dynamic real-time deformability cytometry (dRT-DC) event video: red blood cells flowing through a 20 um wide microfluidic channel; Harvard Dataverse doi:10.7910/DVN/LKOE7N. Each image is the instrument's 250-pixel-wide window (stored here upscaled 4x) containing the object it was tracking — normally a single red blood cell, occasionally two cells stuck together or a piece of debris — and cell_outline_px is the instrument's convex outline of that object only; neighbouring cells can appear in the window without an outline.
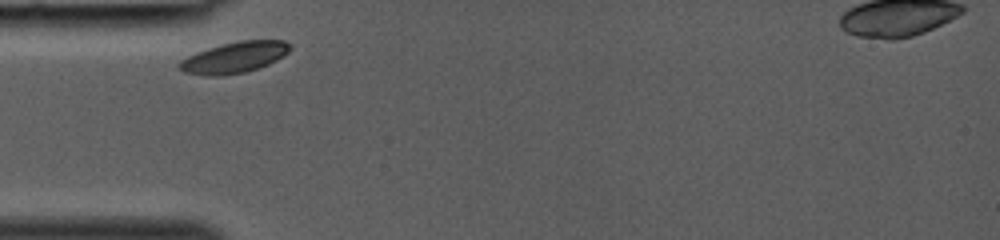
{"species": "common noctule bat (a hibernating species)", "species_latin": "Nyctalus noctula", "temperature_condition": "room temperature", "stored_images_in_passage": 24, "camera_frame_rate_fps": 3000, "um_per_image_px": 0.085, "animal": {"sex": "female", "body_mass_g": 19.0, "forearm_length_mm": 53.3}, "frame": {"image": 1, "passage_image": 1, "time_ms": 0.0, "image_size_px": [1000, 240], "cell_outline_px": [[292, 48], [284, 56], [260, 68], [244, 72], [220, 76], [212, 76], [184, 72], [176, 64], [180, 60], [196, 52], [208, 48], [240, 40], [284, 40], [292, 44]], "centroid_in_image_um": [19.95, 4.87], "position_along_channel_um": 65.1, "area_um2": 20.06}}
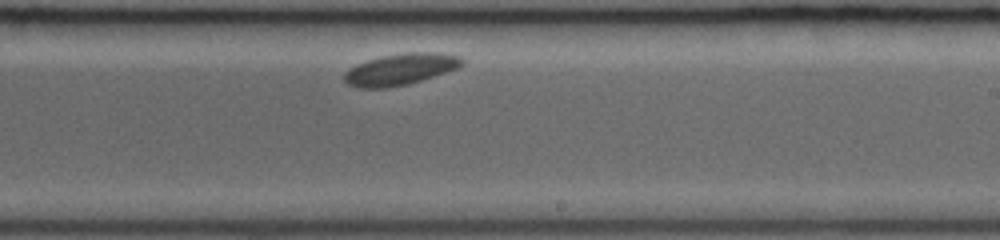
{"frame": {"image": 2, "passage_image": 14, "time_ms": 4.333, "image_size_px": [1000, 240], "cell_outline_px": [[464, 64], [456, 68], [408, 84], [384, 88], [360, 88], [348, 84], [344, 80], [344, 72], [348, 68], [356, 64], [380, 56], [404, 52], [436, 52], [460, 56], [464, 60]], "centroid_in_image_um": [34.0, 5.87], "position_along_channel_um": 255.0, "area_um2": 21.5}}
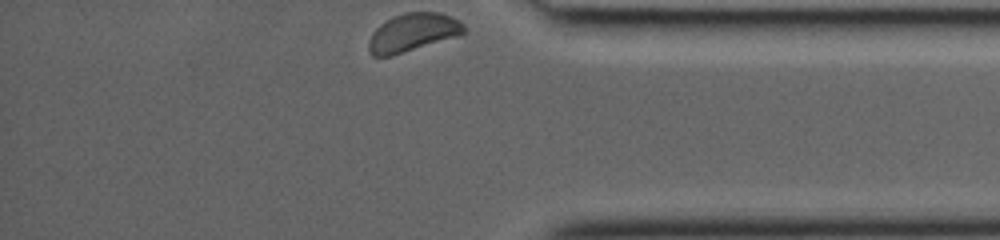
{"frame": {"image": 3, "passage_image": 24, "time_ms": 7.667, "image_size_px": [1000, 240], "cell_outline_px": [[464, 32], [460, 36], [388, 56], [372, 56], [368, 52], [368, 40], [372, 32], [380, 24], [392, 16], [404, 12], [440, 12], [460, 20], [464, 24]], "centroid_in_image_um": [35.08, 2.74], "position_along_channel_um": 400.1, "area_um2": 21.27}}